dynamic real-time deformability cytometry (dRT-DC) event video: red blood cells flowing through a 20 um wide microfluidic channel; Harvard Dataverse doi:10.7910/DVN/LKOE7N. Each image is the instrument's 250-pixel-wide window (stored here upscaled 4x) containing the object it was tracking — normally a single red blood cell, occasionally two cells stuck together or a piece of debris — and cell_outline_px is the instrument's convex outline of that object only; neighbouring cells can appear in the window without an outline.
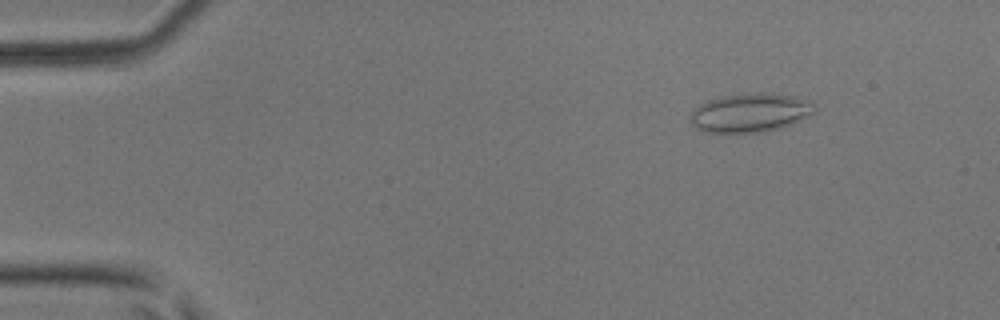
{"species": "common noctule bat (a hibernating species)", "species_latin": "Nyctalus noctula", "temperature_condition": "room temperature", "stored_images_in_passage": 51, "camera_frame_rate_fps": 3000, "um_per_image_px": 0.085, "animal": {"sex": "male", "body_mass_g": 17.9, "forearm_length_mm": 54.2}, "frame": {"image": 1, "passage_image": 7, "time_ms": 2.0, "image_size_px": [1000, 320], "cell_outline_px": [[816, 112], [792, 124], [780, 128], [764, 132], [704, 132], [696, 128], [688, 120], [692, 108], [708, 100], [720, 96], [760, 92], [772, 92], [796, 96], [816, 104]], "centroid_in_image_um": [63.76, 9.57], "position_along_channel_um": 21.2, "area_um2": 28.61}}
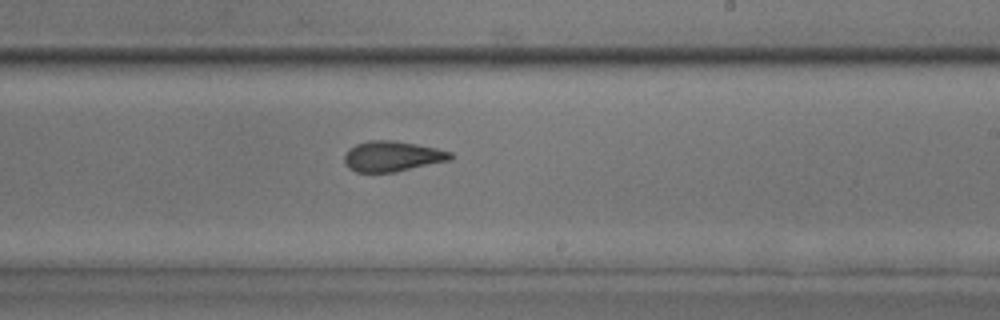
{"frame": {"image": 2, "passage_image": 31, "time_ms": 10.0, "image_size_px": [1000, 320], "cell_outline_px": [[452, 160], [396, 172], [356, 172], [348, 168], [344, 164], [344, 156], [348, 148], [356, 144], [368, 140], [392, 140], [416, 144], [436, 148], [452, 152]], "centroid_in_image_um": [33.33, 13.29], "position_along_channel_um": 255.7, "area_um2": 19.02}}
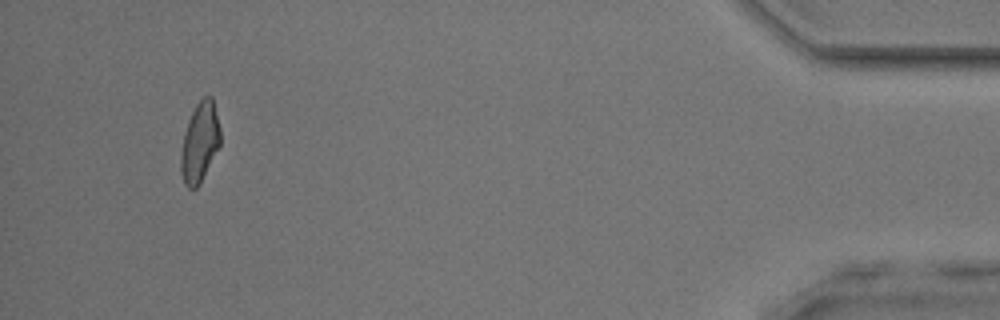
{"frame": {"image": 3, "passage_image": 48, "time_ms": 15.667, "image_size_px": [1000, 320], "cell_outline_px": [[220, 144], [200, 184], [196, 188], [188, 188], [184, 184], [180, 172], [180, 156], [184, 132], [188, 120], [196, 104], [204, 96], [212, 96], [220, 128]], "centroid_in_image_um": [16.96, 12.11], "position_along_channel_um": 418.2, "area_um2": 18.38}, "authors_computed_cell_mechanics": {"area_um2": 19.074, "velocity_mm_per_s": 4.0948, "shape_relaxation_time_tau1_ms": null, "shape_relaxation_time_tau2_ms": 1.5269, "deformation_change_tau1": null, "deformation_change_tau2": 0.0872}}